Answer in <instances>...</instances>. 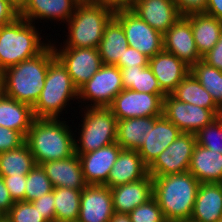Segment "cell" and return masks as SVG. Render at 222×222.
Here are the masks:
<instances>
[{
    "mask_svg": "<svg viewBox=\"0 0 222 222\" xmlns=\"http://www.w3.org/2000/svg\"><path fill=\"white\" fill-rule=\"evenodd\" d=\"M31 203L35 208H38V211L48 222L55 221L54 188L50 193L42 195Z\"/></svg>",
    "mask_w": 222,
    "mask_h": 222,
    "instance_id": "obj_42",
    "label": "cell"
},
{
    "mask_svg": "<svg viewBox=\"0 0 222 222\" xmlns=\"http://www.w3.org/2000/svg\"><path fill=\"white\" fill-rule=\"evenodd\" d=\"M149 67L158 80L161 90L171 94L177 85L190 73V67L165 50L149 58Z\"/></svg>",
    "mask_w": 222,
    "mask_h": 222,
    "instance_id": "obj_19",
    "label": "cell"
},
{
    "mask_svg": "<svg viewBox=\"0 0 222 222\" xmlns=\"http://www.w3.org/2000/svg\"><path fill=\"white\" fill-rule=\"evenodd\" d=\"M61 119L35 118L28 131L25 142L37 165L55 161L75 154L73 131Z\"/></svg>",
    "mask_w": 222,
    "mask_h": 222,
    "instance_id": "obj_2",
    "label": "cell"
},
{
    "mask_svg": "<svg viewBox=\"0 0 222 222\" xmlns=\"http://www.w3.org/2000/svg\"><path fill=\"white\" fill-rule=\"evenodd\" d=\"M87 109V110H86ZM83 121L78 129V139H74L75 153L83 154L116 142L117 118L108 107H86Z\"/></svg>",
    "mask_w": 222,
    "mask_h": 222,
    "instance_id": "obj_7",
    "label": "cell"
},
{
    "mask_svg": "<svg viewBox=\"0 0 222 222\" xmlns=\"http://www.w3.org/2000/svg\"><path fill=\"white\" fill-rule=\"evenodd\" d=\"M137 1L138 0H104V4L115 11L118 9H130Z\"/></svg>",
    "mask_w": 222,
    "mask_h": 222,
    "instance_id": "obj_48",
    "label": "cell"
},
{
    "mask_svg": "<svg viewBox=\"0 0 222 222\" xmlns=\"http://www.w3.org/2000/svg\"><path fill=\"white\" fill-rule=\"evenodd\" d=\"M128 42L121 23L113 17L103 33L98 46L99 55L103 65H115L123 57Z\"/></svg>",
    "mask_w": 222,
    "mask_h": 222,
    "instance_id": "obj_28",
    "label": "cell"
},
{
    "mask_svg": "<svg viewBox=\"0 0 222 222\" xmlns=\"http://www.w3.org/2000/svg\"><path fill=\"white\" fill-rule=\"evenodd\" d=\"M55 56L66 67L74 85L79 89L103 65L96 48H59L51 43Z\"/></svg>",
    "mask_w": 222,
    "mask_h": 222,
    "instance_id": "obj_13",
    "label": "cell"
},
{
    "mask_svg": "<svg viewBox=\"0 0 222 222\" xmlns=\"http://www.w3.org/2000/svg\"><path fill=\"white\" fill-rule=\"evenodd\" d=\"M128 215L131 222H167L153 197L146 203L137 206Z\"/></svg>",
    "mask_w": 222,
    "mask_h": 222,
    "instance_id": "obj_38",
    "label": "cell"
},
{
    "mask_svg": "<svg viewBox=\"0 0 222 222\" xmlns=\"http://www.w3.org/2000/svg\"><path fill=\"white\" fill-rule=\"evenodd\" d=\"M82 190L54 188L55 221L77 222Z\"/></svg>",
    "mask_w": 222,
    "mask_h": 222,
    "instance_id": "obj_33",
    "label": "cell"
},
{
    "mask_svg": "<svg viewBox=\"0 0 222 222\" xmlns=\"http://www.w3.org/2000/svg\"><path fill=\"white\" fill-rule=\"evenodd\" d=\"M36 165L26 142L16 149L0 153V176L2 177L27 175Z\"/></svg>",
    "mask_w": 222,
    "mask_h": 222,
    "instance_id": "obj_31",
    "label": "cell"
},
{
    "mask_svg": "<svg viewBox=\"0 0 222 222\" xmlns=\"http://www.w3.org/2000/svg\"><path fill=\"white\" fill-rule=\"evenodd\" d=\"M156 117H136L117 120L116 142L122 149L138 150L149 134V124Z\"/></svg>",
    "mask_w": 222,
    "mask_h": 222,
    "instance_id": "obj_30",
    "label": "cell"
},
{
    "mask_svg": "<svg viewBox=\"0 0 222 222\" xmlns=\"http://www.w3.org/2000/svg\"><path fill=\"white\" fill-rule=\"evenodd\" d=\"M35 117L33 107L6 95L0 98V126L20 132L25 138Z\"/></svg>",
    "mask_w": 222,
    "mask_h": 222,
    "instance_id": "obj_27",
    "label": "cell"
},
{
    "mask_svg": "<svg viewBox=\"0 0 222 222\" xmlns=\"http://www.w3.org/2000/svg\"><path fill=\"white\" fill-rule=\"evenodd\" d=\"M25 139L20 132L0 126V153L20 147Z\"/></svg>",
    "mask_w": 222,
    "mask_h": 222,
    "instance_id": "obj_39",
    "label": "cell"
},
{
    "mask_svg": "<svg viewBox=\"0 0 222 222\" xmlns=\"http://www.w3.org/2000/svg\"><path fill=\"white\" fill-rule=\"evenodd\" d=\"M148 166L137 150L122 149L114 163L105 186L113 188L138 181L148 175Z\"/></svg>",
    "mask_w": 222,
    "mask_h": 222,
    "instance_id": "obj_24",
    "label": "cell"
},
{
    "mask_svg": "<svg viewBox=\"0 0 222 222\" xmlns=\"http://www.w3.org/2000/svg\"><path fill=\"white\" fill-rule=\"evenodd\" d=\"M14 203L2 176H0V210L7 214Z\"/></svg>",
    "mask_w": 222,
    "mask_h": 222,
    "instance_id": "obj_46",
    "label": "cell"
},
{
    "mask_svg": "<svg viewBox=\"0 0 222 222\" xmlns=\"http://www.w3.org/2000/svg\"><path fill=\"white\" fill-rule=\"evenodd\" d=\"M196 143L222 154V114L196 134Z\"/></svg>",
    "mask_w": 222,
    "mask_h": 222,
    "instance_id": "obj_36",
    "label": "cell"
},
{
    "mask_svg": "<svg viewBox=\"0 0 222 222\" xmlns=\"http://www.w3.org/2000/svg\"><path fill=\"white\" fill-rule=\"evenodd\" d=\"M110 222H131L128 214L114 212Z\"/></svg>",
    "mask_w": 222,
    "mask_h": 222,
    "instance_id": "obj_49",
    "label": "cell"
},
{
    "mask_svg": "<svg viewBox=\"0 0 222 222\" xmlns=\"http://www.w3.org/2000/svg\"><path fill=\"white\" fill-rule=\"evenodd\" d=\"M78 100V89L74 85L66 67L55 56L45 78V85L37 102L32 106L35 118L58 119L66 110L68 102Z\"/></svg>",
    "mask_w": 222,
    "mask_h": 222,
    "instance_id": "obj_6",
    "label": "cell"
},
{
    "mask_svg": "<svg viewBox=\"0 0 222 222\" xmlns=\"http://www.w3.org/2000/svg\"><path fill=\"white\" fill-rule=\"evenodd\" d=\"M40 166L51 181L53 188L83 190L88 185L82 172L79 156L76 153L64 159L44 162Z\"/></svg>",
    "mask_w": 222,
    "mask_h": 222,
    "instance_id": "obj_20",
    "label": "cell"
},
{
    "mask_svg": "<svg viewBox=\"0 0 222 222\" xmlns=\"http://www.w3.org/2000/svg\"><path fill=\"white\" fill-rule=\"evenodd\" d=\"M163 50L172 53L190 68L202 59L193 36L190 21L181 16L164 34Z\"/></svg>",
    "mask_w": 222,
    "mask_h": 222,
    "instance_id": "obj_14",
    "label": "cell"
},
{
    "mask_svg": "<svg viewBox=\"0 0 222 222\" xmlns=\"http://www.w3.org/2000/svg\"><path fill=\"white\" fill-rule=\"evenodd\" d=\"M182 132L164 115L157 116L149 124V134L137 150L149 167Z\"/></svg>",
    "mask_w": 222,
    "mask_h": 222,
    "instance_id": "obj_17",
    "label": "cell"
},
{
    "mask_svg": "<svg viewBox=\"0 0 222 222\" xmlns=\"http://www.w3.org/2000/svg\"><path fill=\"white\" fill-rule=\"evenodd\" d=\"M79 3L78 0H27L19 16L34 24L37 19L61 20L67 24Z\"/></svg>",
    "mask_w": 222,
    "mask_h": 222,
    "instance_id": "obj_22",
    "label": "cell"
},
{
    "mask_svg": "<svg viewBox=\"0 0 222 222\" xmlns=\"http://www.w3.org/2000/svg\"><path fill=\"white\" fill-rule=\"evenodd\" d=\"M2 178L13 201H25L26 175L3 176Z\"/></svg>",
    "mask_w": 222,
    "mask_h": 222,
    "instance_id": "obj_40",
    "label": "cell"
},
{
    "mask_svg": "<svg viewBox=\"0 0 222 222\" xmlns=\"http://www.w3.org/2000/svg\"><path fill=\"white\" fill-rule=\"evenodd\" d=\"M163 115L182 133L193 134L218 117L210 109L181 102L171 94L163 98Z\"/></svg>",
    "mask_w": 222,
    "mask_h": 222,
    "instance_id": "obj_12",
    "label": "cell"
},
{
    "mask_svg": "<svg viewBox=\"0 0 222 222\" xmlns=\"http://www.w3.org/2000/svg\"><path fill=\"white\" fill-rule=\"evenodd\" d=\"M53 191V186L45 171L40 165H36L26 175L25 201L31 202L42 195Z\"/></svg>",
    "mask_w": 222,
    "mask_h": 222,
    "instance_id": "obj_35",
    "label": "cell"
},
{
    "mask_svg": "<svg viewBox=\"0 0 222 222\" xmlns=\"http://www.w3.org/2000/svg\"><path fill=\"white\" fill-rule=\"evenodd\" d=\"M130 10L162 34L182 16L173 0H138Z\"/></svg>",
    "mask_w": 222,
    "mask_h": 222,
    "instance_id": "obj_18",
    "label": "cell"
},
{
    "mask_svg": "<svg viewBox=\"0 0 222 222\" xmlns=\"http://www.w3.org/2000/svg\"><path fill=\"white\" fill-rule=\"evenodd\" d=\"M182 16L192 13H204L208 0H173Z\"/></svg>",
    "mask_w": 222,
    "mask_h": 222,
    "instance_id": "obj_43",
    "label": "cell"
},
{
    "mask_svg": "<svg viewBox=\"0 0 222 222\" xmlns=\"http://www.w3.org/2000/svg\"><path fill=\"white\" fill-rule=\"evenodd\" d=\"M111 189L113 210L116 213L129 214L137 206L153 197V178L146 177Z\"/></svg>",
    "mask_w": 222,
    "mask_h": 222,
    "instance_id": "obj_21",
    "label": "cell"
},
{
    "mask_svg": "<svg viewBox=\"0 0 222 222\" xmlns=\"http://www.w3.org/2000/svg\"><path fill=\"white\" fill-rule=\"evenodd\" d=\"M222 219V183H200L191 222H219Z\"/></svg>",
    "mask_w": 222,
    "mask_h": 222,
    "instance_id": "obj_23",
    "label": "cell"
},
{
    "mask_svg": "<svg viewBox=\"0 0 222 222\" xmlns=\"http://www.w3.org/2000/svg\"><path fill=\"white\" fill-rule=\"evenodd\" d=\"M190 72L206 89L222 110V71L208 65L202 59L190 68Z\"/></svg>",
    "mask_w": 222,
    "mask_h": 222,
    "instance_id": "obj_34",
    "label": "cell"
},
{
    "mask_svg": "<svg viewBox=\"0 0 222 222\" xmlns=\"http://www.w3.org/2000/svg\"><path fill=\"white\" fill-rule=\"evenodd\" d=\"M5 95L4 72L0 69V98Z\"/></svg>",
    "mask_w": 222,
    "mask_h": 222,
    "instance_id": "obj_51",
    "label": "cell"
},
{
    "mask_svg": "<svg viewBox=\"0 0 222 222\" xmlns=\"http://www.w3.org/2000/svg\"><path fill=\"white\" fill-rule=\"evenodd\" d=\"M149 58L138 50L127 47L123 57L119 58V61L115 64L120 69L124 67H146L148 66Z\"/></svg>",
    "mask_w": 222,
    "mask_h": 222,
    "instance_id": "obj_41",
    "label": "cell"
},
{
    "mask_svg": "<svg viewBox=\"0 0 222 222\" xmlns=\"http://www.w3.org/2000/svg\"><path fill=\"white\" fill-rule=\"evenodd\" d=\"M111 189L105 185H87L81 193L77 222H110L113 217Z\"/></svg>",
    "mask_w": 222,
    "mask_h": 222,
    "instance_id": "obj_15",
    "label": "cell"
},
{
    "mask_svg": "<svg viewBox=\"0 0 222 222\" xmlns=\"http://www.w3.org/2000/svg\"><path fill=\"white\" fill-rule=\"evenodd\" d=\"M171 95L185 103L212 110L217 116L222 110L217 106L210 93L198 82L190 72L175 88Z\"/></svg>",
    "mask_w": 222,
    "mask_h": 222,
    "instance_id": "obj_29",
    "label": "cell"
},
{
    "mask_svg": "<svg viewBox=\"0 0 222 222\" xmlns=\"http://www.w3.org/2000/svg\"><path fill=\"white\" fill-rule=\"evenodd\" d=\"M6 213H4L2 210H0V222L6 221Z\"/></svg>",
    "mask_w": 222,
    "mask_h": 222,
    "instance_id": "obj_52",
    "label": "cell"
},
{
    "mask_svg": "<svg viewBox=\"0 0 222 222\" xmlns=\"http://www.w3.org/2000/svg\"><path fill=\"white\" fill-rule=\"evenodd\" d=\"M122 90L120 68L116 65H102L90 80L78 89V99L81 103L91 101L85 108L108 107Z\"/></svg>",
    "mask_w": 222,
    "mask_h": 222,
    "instance_id": "obj_8",
    "label": "cell"
},
{
    "mask_svg": "<svg viewBox=\"0 0 222 222\" xmlns=\"http://www.w3.org/2000/svg\"><path fill=\"white\" fill-rule=\"evenodd\" d=\"M122 147L117 143L89 153L78 154L85 181L88 185H105Z\"/></svg>",
    "mask_w": 222,
    "mask_h": 222,
    "instance_id": "obj_16",
    "label": "cell"
},
{
    "mask_svg": "<svg viewBox=\"0 0 222 222\" xmlns=\"http://www.w3.org/2000/svg\"><path fill=\"white\" fill-rule=\"evenodd\" d=\"M36 25L17 17L12 23L0 27V69L19 64L41 53L51 41H41Z\"/></svg>",
    "mask_w": 222,
    "mask_h": 222,
    "instance_id": "obj_5",
    "label": "cell"
},
{
    "mask_svg": "<svg viewBox=\"0 0 222 222\" xmlns=\"http://www.w3.org/2000/svg\"><path fill=\"white\" fill-rule=\"evenodd\" d=\"M114 10L104 3L80 2L68 20V35L60 48H96Z\"/></svg>",
    "mask_w": 222,
    "mask_h": 222,
    "instance_id": "obj_4",
    "label": "cell"
},
{
    "mask_svg": "<svg viewBox=\"0 0 222 222\" xmlns=\"http://www.w3.org/2000/svg\"><path fill=\"white\" fill-rule=\"evenodd\" d=\"M152 178L153 198L166 221H189L200 182L190 172Z\"/></svg>",
    "mask_w": 222,
    "mask_h": 222,
    "instance_id": "obj_1",
    "label": "cell"
},
{
    "mask_svg": "<svg viewBox=\"0 0 222 222\" xmlns=\"http://www.w3.org/2000/svg\"><path fill=\"white\" fill-rule=\"evenodd\" d=\"M79 2L104 3V0H78Z\"/></svg>",
    "mask_w": 222,
    "mask_h": 222,
    "instance_id": "obj_53",
    "label": "cell"
},
{
    "mask_svg": "<svg viewBox=\"0 0 222 222\" xmlns=\"http://www.w3.org/2000/svg\"><path fill=\"white\" fill-rule=\"evenodd\" d=\"M188 172L200 183H222V154L196 144Z\"/></svg>",
    "mask_w": 222,
    "mask_h": 222,
    "instance_id": "obj_25",
    "label": "cell"
},
{
    "mask_svg": "<svg viewBox=\"0 0 222 222\" xmlns=\"http://www.w3.org/2000/svg\"><path fill=\"white\" fill-rule=\"evenodd\" d=\"M166 94H149L123 89L108 106L117 120L163 115Z\"/></svg>",
    "mask_w": 222,
    "mask_h": 222,
    "instance_id": "obj_10",
    "label": "cell"
},
{
    "mask_svg": "<svg viewBox=\"0 0 222 222\" xmlns=\"http://www.w3.org/2000/svg\"><path fill=\"white\" fill-rule=\"evenodd\" d=\"M54 57L50 42L37 56L3 70L5 95L33 106L45 85L47 70Z\"/></svg>",
    "mask_w": 222,
    "mask_h": 222,
    "instance_id": "obj_3",
    "label": "cell"
},
{
    "mask_svg": "<svg viewBox=\"0 0 222 222\" xmlns=\"http://www.w3.org/2000/svg\"><path fill=\"white\" fill-rule=\"evenodd\" d=\"M19 12L7 1L0 0V27L12 23Z\"/></svg>",
    "mask_w": 222,
    "mask_h": 222,
    "instance_id": "obj_45",
    "label": "cell"
},
{
    "mask_svg": "<svg viewBox=\"0 0 222 222\" xmlns=\"http://www.w3.org/2000/svg\"><path fill=\"white\" fill-rule=\"evenodd\" d=\"M204 13L222 21V0H208Z\"/></svg>",
    "mask_w": 222,
    "mask_h": 222,
    "instance_id": "obj_47",
    "label": "cell"
},
{
    "mask_svg": "<svg viewBox=\"0 0 222 222\" xmlns=\"http://www.w3.org/2000/svg\"><path fill=\"white\" fill-rule=\"evenodd\" d=\"M202 60L208 65L222 71V31L218 42L206 55L202 57Z\"/></svg>",
    "mask_w": 222,
    "mask_h": 222,
    "instance_id": "obj_44",
    "label": "cell"
},
{
    "mask_svg": "<svg viewBox=\"0 0 222 222\" xmlns=\"http://www.w3.org/2000/svg\"><path fill=\"white\" fill-rule=\"evenodd\" d=\"M7 222H48L31 202L17 201L6 214Z\"/></svg>",
    "mask_w": 222,
    "mask_h": 222,
    "instance_id": "obj_37",
    "label": "cell"
},
{
    "mask_svg": "<svg viewBox=\"0 0 222 222\" xmlns=\"http://www.w3.org/2000/svg\"><path fill=\"white\" fill-rule=\"evenodd\" d=\"M120 70L123 89H131L149 94H165L161 90L158 80L149 65L146 67H124Z\"/></svg>",
    "mask_w": 222,
    "mask_h": 222,
    "instance_id": "obj_32",
    "label": "cell"
},
{
    "mask_svg": "<svg viewBox=\"0 0 222 222\" xmlns=\"http://www.w3.org/2000/svg\"><path fill=\"white\" fill-rule=\"evenodd\" d=\"M18 12H20L27 3V0H7Z\"/></svg>",
    "mask_w": 222,
    "mask_h": 222,
    "instance_id": "obj_50",
    "label": "cell"
},
{
    "mask_svg": "<svg viewBox=\"0 0 222 222\" xmlns=\"http://www.w3.org/2000/svg\"><path fill=\"white\" fill-rule=\"evenodd\" d=\"M193 133H181L148 167L152 177L188 172L196 145Z\"/></svg>",
    "mask_w": 222,
    "mask_h": 222,
    "instance_id": "obj_11",
    "label": "cell"
},
{
    "mask_svg": "<svg viewBox=\"0 0 222 222\" xmlns=\"http://www.w3.org/2000/svg\"><path fill=\"white\" fill-rule=\"evenodd\" d=\"M114 17L121 23L128 46L148 58L163 50V34L140 19L130 9L114 11Z\"/></svg>",
    "mask_w": 222,
    "mask_h": 222,
    "instance_id": "obj_9",
    "label": "cell"
},
{
    "mask_svg": "<svg viewBox=\"0 0 222 222\" xmlns=\"http://www.w3.org/2000/svg\"><path fill=\"white\" fill-rule=\"evenodd\" d=\"M185 17L191 23L196 48L203 57L218 42L222 31V21L205 13H192Z\"/></svg>",
    "mask_w": 222,
    "mask_h": 222,
    "instance_id": "obj_26",
    "label": "cell"
}]
</instances>
